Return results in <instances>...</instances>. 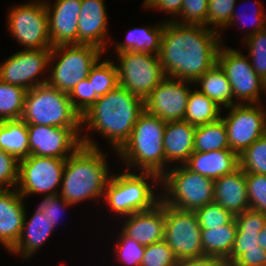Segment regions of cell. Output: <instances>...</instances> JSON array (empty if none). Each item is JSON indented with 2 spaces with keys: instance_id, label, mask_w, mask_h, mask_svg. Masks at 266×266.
Returning a JSON list of instances; mask_svg holds the SVG:
<instances>
[{
  "instance_id": "9a60e30c",
  "label": "cell",
  "mask_w": 266,
  "mask_h": 266,
  "mask_svg": "<svg viewBox=\"0 0 266 266\" xmlns=\"http://www.w3.org/2000/svg\"><path fill=\"white\" fill-rule=\"evenodd\" d=\"M51 49H21L10 55L0 63V80L20 86L27 91L46 84L48 77L42 78V80L39 77L42 73L47 75Z\"/></svg>"
},
{
  "instance_id": "ac0fdd59",
  "label": "cell",
  "mask_w": 266,
  "mask_h": 266,
  "mask_svg": "<svg viewBox=\"0 0 266 266\" xmlns=\"http://www.w3.org/2000/svg\"><path fill=\"white\" fill-rule=\"evenodd\" d=\"M44 2L52 47L78 45L81 0H55L54 5L49 0H44Z\"/></svg>"
},
{
  "instance_id": "ba28073f",
  "label": "cell",
  "mask_w": 266,
  "mask_h": 266,
  "mask_svg": "<svg viewBox=\"0 0 266 266\" xmlns=\"http://www.w3.org/2000/svg\"><path fill=\"white\" fill-rule=\"evenodd\" d=\"M104 51L93 45L52 47L47 84L65 93L87 78ZM51 69V70H50Z\"/></svg>"
},
{
  "instance_id": "5b68a950",
  "label": "cell",
  "mask_w": 266,
  "mask_h": 266,
  "mask_svg": "<svg viewBox=\"0 0 266 266\" xmlns=\"http://www.w3.org/2000/svg\"><path fill=\"white\" fill-rule=\"evenodd\" d=\"M123 170L111 175L104 191L105 202L102 204L108 205L110 212L120 218L150 210L160 203L161 193L158 194L157 185H161V177L158 174Z\"/></svg>"
},
{
  "instance_id": "603a6c76",
  "label": "cell",
  "mask_w": 266,
  "mask_h": 266,
  "mask_svg": "<svg viewBox=\"0 0 266 266\" xmlns=\"http://www.w3.org/2000/svg\"><path fill=\"white\" fill-rule=\"evenodd\" d=\"M214 202L234 216L250 209L245 172L240 167L214 180Z\"/></svg>"
},
{
  "instance_id": "ee69618b",
  "label": "cell",
  "mask_w": 266,
  "mask_h": 266,
  "mask_svg": "<svg viewBox=\"0 0 266 266\" xmlns=\"http://www.w3.org/2000/svg\"><path fill=\"white\" fill-rule=\"evenodd\" d=\"M71 206V204H68L59 195H43V199L39 202L34 212H42L45 218L50 222V225L55 229L57 228L56 226H58L59 220H61L62 212L67 208L69 209Z\"/></svg>"
},
{
  "instance_id": "ffe728a7",
  "label": "cell",
  "mask_w": 266,
  "mask_h": 266,
  "mask_svg": "<svg viewBox=\"0 0 266 266\" xmlns=\"http://www.w3.org/2000/svg\"><path fill=\"white\" fill-rule=\"evenodd\" d=\"M122 218L126 220L119 231L139 244L147 246L164 240L165 203L162 200L150 210Z\"/></svg>"
},
{
  "instance_id": "5bb4252c",
  "label": "cell",
  "mask_w": 266,
  "mask_h": 266,
  "mask_svg": "<svg viewBox=\"0 0 266 266\" xmlns=\"http://www.w3.org/2000/svg\"><path fill=\"white\" fill-rule=\"evenodd\" d=\"M164 241L178 260L203 256L201 228L195 211L165 204Z\"/></svg>"
},
{
  "instance_id": "cb8c5ba5",
  "label": "cell",
  "mask_w": 266,
  "mask_h": 266,
  "mask_svg": "<svg viewBox=\"0 0 266 266\" xmlns=\"http://www.w3.org/2000/svg\"><path fill=\"white\" fill-rule=\"evenodd\" d=\"M184 165L193 172L215 180L238 169L239 156L230 149L194 152Z\"/></svg>"
},
{
  "instance_id": "f35d334b",
  "label": "cell",
  "mask_w": 266,
  "mask_h": 266,
  "mask_svg": "<svg viewBox=\"0 0 266 266\" xmlns=\"http://www.w3.org/2000/svg\"><path fill=\"white\" fill-rule=\"evenodd\" d=\"M201 229H213L230 224L235 216L216 202H211L195 211Z\"/></svg>"
},
{
  "instance_id": "7402d4cb",
  "label": "cell",
  "mask_w": 266,
  "mask_h": 266,
  "mask_svg": "<svg viewBox=\"0 0 266 266\" xmlns=\"http://www.w3.org/2000/svg\"><path fill=\"white\" fill-rule=\"evenodd\" d=\"M196 126L187 121H168L165 125L163 146L166 171L169 164L184 165L194 153Z\"/></svg>"
},
{
  "instance_id": "1f68e13d",
  "label": "cell",
  "mask_w": 266,
  "mask_h": 266,
  "mask_svg": "<svg viewBox=\"0 0 266 266\" xmlns=\"http://www.w3.org/2000/svg\"><path fill=\"white\" fill-rule=\"evenodd\" d=\"M221 149H230L227 129L221 118L213 123L196 126L194 152H210Z\"/></svg>"
},
{
  "instance_id": "c3c4849f",
  "label": "cell",
  "mask_w": 266,
  "mask_h": 266,
  "mask_svg": "<svg viewBox=\"0 0 266 266\" xmlns=\"http://www.w3.org/2000/svg\"><path fill=\"white\" fill-rule=\"evenodd\" d=\"M231 266H266V250H247Z\"/></svg>"
},
{
  "instance_id": "4fadbf2b",
  "label": "cell",
  "mask_w": 266,
  "mask_h": 266,
  "mask_svg": "<svg viewBox=\"0 0 266 266\" xmlns=\"http://www.w3.org/2000/svg\"><path fill=\"white\" fill-rule=\"evenodd\" d=\"M235 104L221 115L228 136L230 150L238 156L266 134V108L262 104Z\"/></svg>"
},
{
  "instance_id": "ab89813d",
  "label": "cell",
  "mask_w": 266,
  "mask_h": 266,
  "mask_svg": "<svg viewBox=\"0 0 266 266\" xmlns=\"http://www.w3.org/2000/svg\"><path fill=\"white\" fill-rule=\"evenodd\" d=\"M178 259L168 244L162 240L145 246L140 266H175Z\"/></svg>"
},
{
  "instance_id": "30bf717a",
  "label": "cell",
  "mask_w": 266,
  "mask_h": 266,
  "mask_svg": "<svg viewBox=\"0 0 266 266\" xmlns=\"http://www.w3.org/2000/svg\"><path fill=\"white\" fill-rule=\"evenodd\" d=\"M8 31L24 49L52 48L44 0H29L10 7Z\"/></svg>"
},
{
  "instance_id": "d6a6232c",
  "label": "cell",
  "mask_w": 266,
  "mask_h": 266,
  "mask_svg": "<svg viewBox=\"0 0 266 266\" xmlns=\"http://www.w3.org/2000/svg\"><path fill=\"white\" fill-rule=\"evenodd\" d=\"M27 90L0 80V122L20 120Z\"/></svg>"
},
{
  "instance_id": "7a4b0ae2",
  "label": "cell",
  "mask_w": 266,
  "mask_h": 266,
  "mask_svg": "<svg viewBox=\"0 0 266 266\" xmlns=\"http://www.w3.org/2000/svg\"><path fill=\"white\" fill-rule=\"evenodd\" d=\"M87 136V132L81 134L82 145L66 159L58 194L73 206L87 200H103L112 175L106 161L108 154L103 153L100 145Z\"/></svg>"
},
{
  "instance_id": "8d00e7d4",
  "label": "cell",
  "mask_w": 266,
  "mask_h": 266,
  "mask_svg": "<svg viewBox=\"0 0 266 266\" xmlns=\"http://www.w3.org/2000/svg\"><path fill=\"white\" fill-rule=\"evenodd\" d=\"M117 235L118 241L114 244V253L117 256L116 261H120V264L125 266H140L144 252L145 246L139 244L134 239L126 237L121 231Z\"/></svg>"
},
{
  "instance_id": "b9f144b4",
  "label": "cell",
  "mask_w": 266,
  "mask_h": 266,
  "mask_svg": "<svg viewBox=\"0 0 266 266\" xmlns=\"http://www.w3.org/2000/svg\"><path fill=\"white\" fill-rule=\"evenodd\" d=\"M68 97L72 103L74 109L82 116L99 98L95 92H93L92 83L88 78L80 81L75 87H73L68 93Z\"/></svg>"
},
{
  "instance_id": "4316f807",
  "label": "cell",
  "mask_w": 266,
  "mask_h": 266,
  "mask_svg": "<svg viewBox=\"0 0 266 266\" xmlns=\"http://www.w3.org/2000/svg\"><path fill=\"white\" fill-rule=\"evenodd\" d=\"M154 25L129 29L125 41L115 44L114 53L132 51L158 55L164 30V21Z\"/></svg>"
},
{
  "instance_id": "f1b7e54d",
  "label": "cell",
  "mask_w": 266,
  "mask_h": 266,
  "mask_svg": "<svg viewBox=\"0 0 266 266\" xmlns=\"http://www.w3.org/2000/svg\"><path fill=\"white\" fill-rule=\"evenodd\" d=\"M237 232L235 219L227 225L213 229H201L203 255L229 258Z\"/></svg>"
},
{
  "instance_id": "836d02e7",
  "label": "cell",
  "mask_w": 266,
  "mask_h": 266,
  "mask_svg": "<svg viewBox=\"0 0 266 266\" xmlns=\"http://www.w3.org/2000/svg\"><path fill=\"white\" fill-rule=\"evenodd\" d=\"M87 78L98 97L104 96L119 85L116 63L109 58L99 59L91 68Z\"/></svg>"
},
{
  "instance_id": "8fae6325",
  "label": "cell",
  "mask_w": 266,
  "mask_h": 266,
  "mask_svg": "<svg viewBox=\"0 0 266 266\" xmlns=\"http://www.w3.org/2000/svg\"><path fill=\"white\" fill-rule=\"evenodd\" d=\"M116 56L119 85L143 100L165 78L158 55L128 51Z\"/></svg>"
},
{
  "instance_id": "f907efd6",
  "label": "cell",
  "mask_w": 266,
  "mask_h": 266,
  "mask_svg": "<svg viewBox=\"0 0 266 266\" xmlns=\"http://www.w3.org/2000/svg\"><path fill=\"white\" fill-rule=\"evenodd\" d=\"M257 238L259 239V246L266 250V225L260 230Z\"/></svg>"
},
{
  "instance_id": "e575fe53",
  "label": "cell",
  "mask_w": 266,
  "mask_h": 266,
  "mask_svg": "<svg viewBox=\"0 0 266 266\" xmlns=\"http://www.w3.org/2000/svg\"><path fill=\"white\" fill-rule=\"evenodd\" d=\"M239 167L245 173L266 175V134L239 155Z\"/></svg>"
},
{
  "instance_id": "277c9868",
  "label": "cell",
  "mask_w": 266,
  "mask_h": 266,
  "mask_svg": "<svg viewBox=\"0 0 266 266\" xmlns=\"http://www.w3.org/2000/svg\"><path fill=\"white\" fill-rule=\"evenodd\" d=\"M165 125V121L145 110L139 115L130 138L116 153L126 165L124 169L153 172L160 177L166 172L163 146Z\"/></svg>"
},
{
  "instance_id": "74e56055",
  "label": "cell",
  "mask_w": 266,
  "mask_h": 266,
  "mask_svg": "<svg viewBox=\"0 0 266 266\" xmlns=\"http://www.w3.org/2000/svg\"><path fill=\"white\" fill-rule=\"evenodd\" d=\"M243 40L253 69L266 82V28Z\"/></svg>"
},
{
  "instance_id": "8992f818",
  "label": "cell",
  "mask_w": 266,
  "mask_h": 266,
  "mask_svg": "<svg viewBox=\"0 0 266 266\" xmlns=\"http://www.w3.org/2000/svg\"><path fill=\"white\" fill-rule=\"evenodd\" d=\"M21 120L26 124L81 128V116L74 109L68 93L47 83L26 92Z\"/></svg>"
},
{
  "instance_id": "2e32d148",
  "label": "cell",
  "mask_w": 266,
  "mask_h": 266,
  "mask_svg": "<svg viewBox=\"0 0 266 266\" xmlns=\"http://www.w3.org/2000/svg\"><path fill=\"white\" fill-rule=\"evenodd\" d=\"M195 87L192 82L165 78L144 100V110L165 122L184 120L189 94Z\"/></svg>"
},
{
  "instance_id": "d6986e66",
  "label": "cell",
  "mask_w": 266,
  "mask_h": 266,
  "mask_svg": "<svg viewBox=\"0 0 266 266\" xmlns=\"http://www.w3.org/2000/svg\"><path fill=\"white\" fill-rule=\"evenodd\" d=\"M104 0H81L78 20V44L109 47L108 14Z\"/></svg>"
},
{
  "instance_id": "60d3db41",
  "label": "cell",
  "mask_w": 266,
  "mask_h": 266,
  "mask_svg": "<svg viewBox=\"0 0 266 266\" xmlns=\"http://www.w3.org/2000/svg\"><path fill=\"white\" fill-rule=\"evenodd\" d=\"M250 209L266 215V175L245 173Z\"/></svg>"
},
{
  "instance_id": "d4e9b609",
  "label": "cell",
  "mask_w": 266,
  "mask_h": 266,
  "mask_svg": "<svg viewBox=\"0 0 266 266\" xmlns=\"http://www.w3.org/2000/svg\"><path fill=\"white\" fill-rule=\"evenodd\" d=\"M27 213L26 210L21 236L16 245L9 251L13 255H20L23 260L32 258L46 244V240L51 238L52 232L56 230L42 212L33 211L29 220Z\"/></svg>"
},
{
  "instance_id": "681fc988",
  "label": "cell",
  "mask_w": 266,
  "mask_h": 266,
  "mask_svg": "<svg viewBox=\"0 0 266 266\" xmlns=\"http://www.w3.org/2000/svg\"><path fill=\"white\" fill-rule=\"evenodd\" d=\"M175 266H227L226 261L216 256L203 255L177 261Z\"/></svg>"
},
{
  "instance_id": "3957f363",
  "label": "cell",
  "mask_w": 266,
  "mask_h": 266,
  "mask_svg": "<svg viewBox=\"0 0 266 266\" xmlns=\"http://www.w3.org/2000/svg\"><path fill=\"white\" fill-rule=\"evenodd\" d=\"M143 111L144 100L118 85L99 97L81 116V132L96 131V134L106 138L116 155L130 138L132 129Z\"/></svg>"
},
{
  "instance_id": "d590c367",
  "label": "cell",
  "mask_w": 266,
  "mask_h": 266,
  "mask_svg": "<svg viewBox=\"0 0 266 266\" xmlns=\"http://www.w3.org/2000/svg\"><path fill=\"white\" fill-rule=\"evenodd\" d=\"M237 0H208L207 28L217 31L227 29Z\"/></svg>"
},
{
  "instance_id": "6da1fadb",
  "label": "cell",
  "mask_w": 266,
  "mask_h": 266,
  "mask_svg": "<svg viewBox=\"0 0 266 266\" xmlns=\"http://www.w3.org/2000/svg\"><path fill=\"white\" fill-rule=\"evenodd\" d=\"M222 35L202 24L164 20L159 61L165 76L194 83L215 63Z\"/></svg>"
},
{
  "instance_id": "bcb514c9",
  "label": "cell",
  "mask_w": 266,
  "mask_h": 266,
  "mask_svg": "<svg viewBox=\"0 0 266 266\" xmlns=\"http://www.w3.org/2000/svg\"><path fill=\"white\" fill-rule=\"evenodd\" d=\"M259 2L260 1H258V3H255L256 6H257V7L255 6V8H257V9L252 10V12H254L253 14H251L252 16L250 15L248 17V14H246V13L243 14L242 12L239 13L237 11L236 12L234 11L233 14H232V17L230 19V22H229V24H228L227 27H231L232 25L234 26L235 24L237 25V23H240L239 21H241V20H242V23L244 24L245 23V19L246 20L247 19H250L248 21H251L252 22L251 23L252 24V29L248 30L249 33H247L246 35H244L245 38H247V37H249V36H251L253 34H256L258 31H261V30L265 29L266 28V15L264 14L265 12H263L265 9H261L262 8L261 7L262 5H260L261 3H259ZM255 4H252V5L254 6ZM242 26L243 27L241 28V30H243V29L245 30V27L246 26H244V25H242Z\"/></svg>"
},
{
  "instance_id": "e0dca14e",
  "label": "cell",
  "mask_w": 266,
  "mask_h": 266,
  "mask_svg": "<svg viewBox=\"0 0 266 266\" xmlns=\"http://www.w3.org/2000/svg\"><path fill=\"white\" fill-rule=\"evenodd\" d=\"M27 130L30 155L67 159L82 145L81 128L27 124Z\"/></svg>"
},
{
  "instance_id": "4dcf8cb0",
  "label": "cell",
  "mask_w": 266,
  "mask_h": 266,
  "mask_svg": "<svg viewBox=\"0 0 266 266\" xmlns=\"http://www.w3.org/2000/svg\"><path fill=\"white\" fill-rule=\"evenodd\" d=\"M222 114V108L205 94L196 88L195 90H191L187 101L184 121L199 126L219 120Z\"/></svg>"
},
{
  "instance_id": "83f0119b",
  "label": "cell",
  "mask_w": 266,
  "mask_h": 266,
  "mask_svg": "<svg viewBox=\"0 0 266 266\" xmlns=\"http://www.w3.org/2000/svg\"><path fill=\"white\" fill-rule=\"evenodd\" d=\"M193 84L198 91L205 94L220 108L225 109L234 105L231 84L218 63H215Z\"/></svg>"
},
{
  "instance_id": "52a82bcc",
  "label": "cell",
  "mask_w": 266,
  "mask_h": 266,
  "mask_svg": "<svg viewBox=\"0 0 266 266\" xmlns=\"http://www.w3.org/2000/svg\"><path fill=\"white\" fill-rule=\"evenodd\" d=\"M160 186L161 200L183 211H196L214 202V180L191 171L185 165L171 166L161 176Z\"/></svg>"
},
{
  "instance_id": "f6af8a7d",
  "label": "cell",
  "mask_w": 266,
  "mask_h": 266,
  "mask_svg": "<svg viewBox=\"0 0 266 266\" xmlns=\"http://www.w3.org/2000/svg\"><path fill=\"white\" fill-rule=\"evenodd\" d=\"M19 160L0 149V189L16 188L18 182Z\"/></svg>"
},
{
  "instance_id": "484cf974",
  "label": "cell",
  "mask_w": 266,
  "mask_h": 266,
  "mask_svg": "<svg viewBox=\"0 0 266 266\" xmlns=\"http://www.w3.org/2000/svg\"><path fill=\"white\" fill-rule=\"evenodd\" d=\"M237 232L233 249L226 260L231 266L247 250L261 249L258 233L266 225V215L257 210L248 209L235 216Z\"/></svg>"
},
{
  "instance_id": "7c38bea8",
  "label": "cell",
  "mask_w": 266,
  "mask_h": 266,
  "mask_svg": "<svg viewBox=\"0 0 266 266\" xmlns=\"http://www.w3.org/2000/svg\"><path fill=\"white\" fill-rule=\"evenodd\" d=\"M65 164L66 159L56 157L29 155L20 159L16 190L25 199L32 194L58 195Z\"/></svg>"
},
{
  "instance_id": "7bdbcfd3",
  "label": "cell",
  "mask_w": 266,
  "mask_h": 266,
  "mask_svg": "<svg viewBox=\"0 0 266 266\" xmlns=\"http://www.w3.org/2000/svg\"><path fill=\"white\" fill-rule=\"evenodd\" d=\"M208 0H183L182 9L175 22L202 24L207 27Z\"/></svg>"
},
{
  "instance_id": "9c48e42d",
  "label": "cell",
  "mask_w": 266,
  "mask_h": 266,
  "mask_svg": "<svg viewBox=\"0 0 266 266\" xmlns=\"http://www.w3.org/2000/svg\"><path fill=\"white\" fill-rule=\"evenodd\" d=\"M217 63L225 72L232 88L235 104H259L266 95V82L253 69L250 59L241 50L221 44Z\"/></svg>"
},
{
  "instance_id": "44dd1931",
  "label": "cell",
  "mask_w": 266,
  "mask_h": 266,
  "mask_svg": "<svg viewBox=\"0 0 266 266\" xmlns=\"http://www.w3.org/2000/svg\"><path fill=\"white\" fill-rule=\"evenodd\" d=\"M25 199L16 188L0 189V245L7 252L18 242L26 212Z\"/></svg>"
},
{
  "instance_id": "7dc6e473",
  "label": "cell",
  "mask_w": 266,
  "mask_h": 266,
  "mask_svg": "<svg viewBox=\"0 0 266 266\" xmlns=\"http://www.w3.org/2000/svg\"><path fill=\"white\" fill-rule=\"evenodd\" d=\"M182 4L183 0H144L143 2L145 11L148 8L149 10H160V12L168 13L171 17L167 18L166 22L175 21L179 17Z\"/></svg>"
},
{
  "instance_id": "f546056e",
  "label": "cell",
  "mask_w": 266,
  "mask_h": 266,
  "mask_svg": "<svg viewBox=\"0 0 266 266\" xmlns=\"http://www.w3.org/2000/svg\"><path fill=\"white\" fill-rule=\"evenodd\" d=\"M0 149L18 160L28 157L29 138L27 124L20 120L0 122Z\"/></svg>"
}]
</instances>
